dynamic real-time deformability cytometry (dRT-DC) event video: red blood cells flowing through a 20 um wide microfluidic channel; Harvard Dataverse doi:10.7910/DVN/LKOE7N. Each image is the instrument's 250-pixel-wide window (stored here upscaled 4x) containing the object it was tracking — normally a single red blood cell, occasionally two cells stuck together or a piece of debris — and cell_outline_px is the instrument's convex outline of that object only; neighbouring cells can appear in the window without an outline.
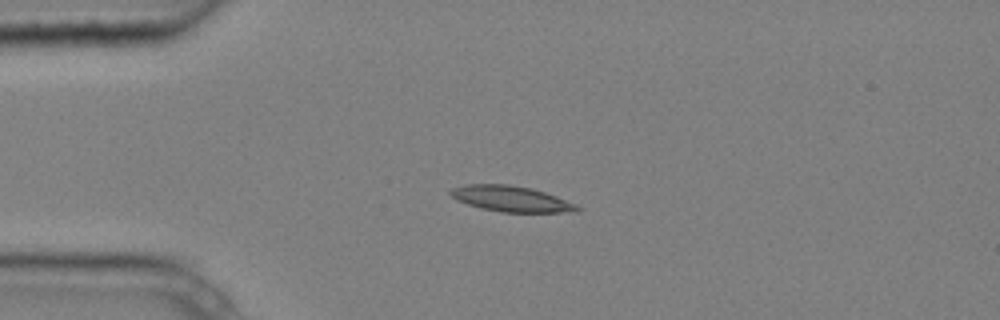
{"species": "common noctule bat (a hibernating species)", "species_latin": "Nyctalus noctula", "temperature_condition": "cold", "stored_images_in_passage": 5, "camera_frame_rate_fps": 3000, "um_per_image_px": 0.085, "animal": {"sex": "male", "body_mass_g": 20.4}, "frame": {"image": 1, "passage_image": 4, "time_ms": 1.0, "image_size_px": [1000, 320], "cell_outline_px": [[584, 208], [576, 212], [500, 212], [480, 208], [456, 200], [448, 192], [452, 188], [464, 184], [508, 184], [532, 188], [556, 196], [576, 204]], "centroid_in_image_um": [43.45, 16.9], "position_along_channel_um": 41.5, "area_um2": 19.13}}